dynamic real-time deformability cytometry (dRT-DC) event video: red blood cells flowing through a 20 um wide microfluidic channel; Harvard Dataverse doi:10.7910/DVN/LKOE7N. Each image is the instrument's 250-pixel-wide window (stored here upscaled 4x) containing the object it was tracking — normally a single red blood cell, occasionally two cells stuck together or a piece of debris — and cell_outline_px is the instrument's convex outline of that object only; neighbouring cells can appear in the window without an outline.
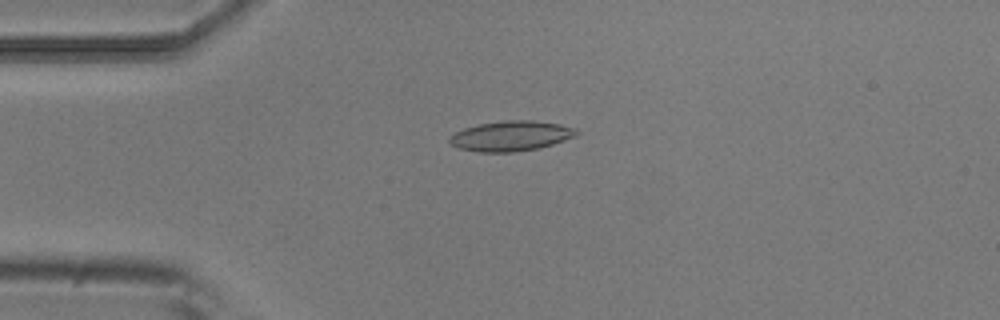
{"species": "common noctule bat (a hibernating species)", "species_latin": "Nyctalus noctula", "temperature_condition": "room temperature", "stored_images_in_passage": 4, "camera_frame_rate_fps": 3000, "um_per_image_px": 0.085, "animal": {"sex": "male", "body_mass_g": 20.5, "forearm_length_mm": 52.5}, "frame": {"image": 1, "passage_image": 3, "time_ms": 0.667, "image_size_px": [1000, 320], "cell_outline_px": [[580, 132], [564, 140], [540, 148], [516, 152], [476, 152], [460, 148], [452, 144], [448, 140], [448, 136], [464, 128], [480, 124], [504, 120], [532, 120], [560, 124], [576, 128]], "centroid_in_image_um": [43.42, 11.56], "position_along_channel_um": 41.6, "area_um2": 22.25}}